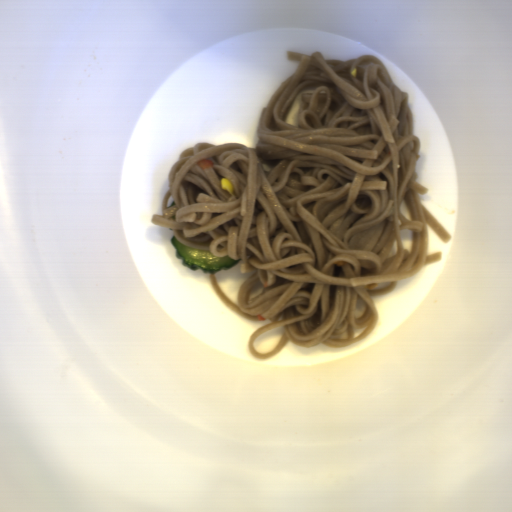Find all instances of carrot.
<instances>
[{"mask_svg": "<svg viewBox=\"0 0 512 512\" xmlns=\"http://www.w3.org/2000/svg\"><path fill=\"white\" fill-rule=\"evenodd\" d=\"M200 169H207V168H210V167H213L214 166V161L213 160H209V159H202L200 160L199 162H197Z\"/></svg>", "mask_w": 512, "mask_h": 512, "instance_id": "1", "label": "carrot"}, {"mask_svg": "<svg viewBox=\"0 0 512 512\" xmlns=\"http://www.w3.org/2000/svg\"><path fill=\"white\" fill-rule=\"evenodd\" d=\"M257 318H258V321H265V320H266V318H264V317L262 316V314H258V315H257Z\"/></svg>", "mask_w": 512, "mask_h": 512, "instance_id": "2", "label": "carrot"}]
</instances>
